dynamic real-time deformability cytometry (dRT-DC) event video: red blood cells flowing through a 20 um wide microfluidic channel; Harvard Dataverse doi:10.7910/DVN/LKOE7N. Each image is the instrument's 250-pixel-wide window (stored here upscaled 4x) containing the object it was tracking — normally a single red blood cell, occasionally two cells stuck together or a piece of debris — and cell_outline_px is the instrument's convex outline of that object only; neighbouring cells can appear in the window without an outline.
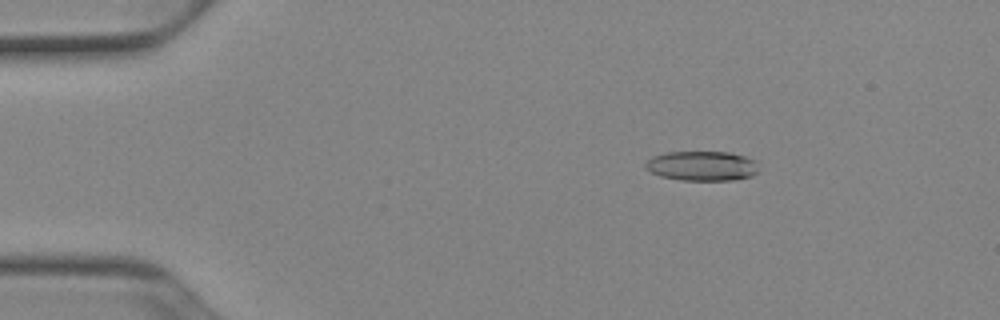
{"species": "Egyptian fruit bat (a non-hibernating species)", "species_latin": "Rousettus aegyptiacus", "temperature_condition": "cold", "stored_images_in_passage": 52, "camera_frame_rate_fps": 3000, "um_per_image_px": 0.085, "animal": {"sex": "female"}, "frame": {"image": 1, "passage_image": 9, "time_ms": 2.667, "image_size_px": [1000, 320], "cell_outline_px": [[760, 172], [752, 176], [732, 180], [680, 180], [660, 176], [652, 172], [644, 164], [652, 156], [668, 152], [728, 152], [744, 156], [756, 160]], "centroid_in_image_um": [59.72, 14.1], "position_along_channel_um": 25.3, "area_um2": 19.65}}
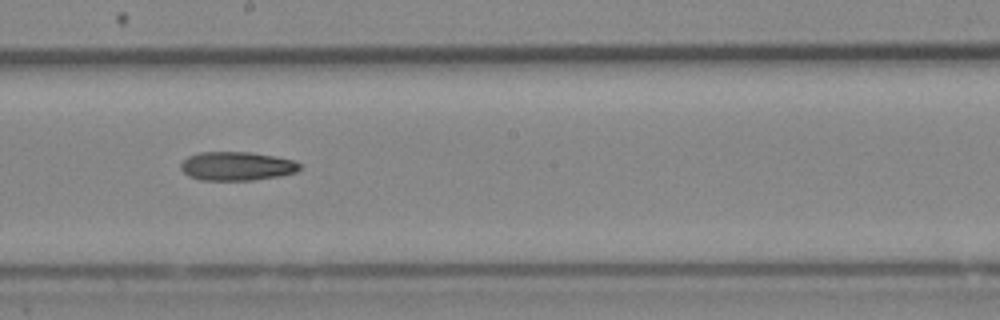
{"frame": {"image": 2, "passage_image": 30, "time_ms": 9.667, "image_size_px": [1000, 320], "cell_outline_px": [[300, 168], [296, 172], [280, 176], [252, 180], [200, 180], [188, 176], [180, 168], [180, 164], [188, 156], [200, 152], [252, 152], [276, 156], [292, 160], [300, 164]], "centroid_in_image_um": [20.11, 14.12], "position_along_channel_um": 228.1, "area_um2": 20.0}}
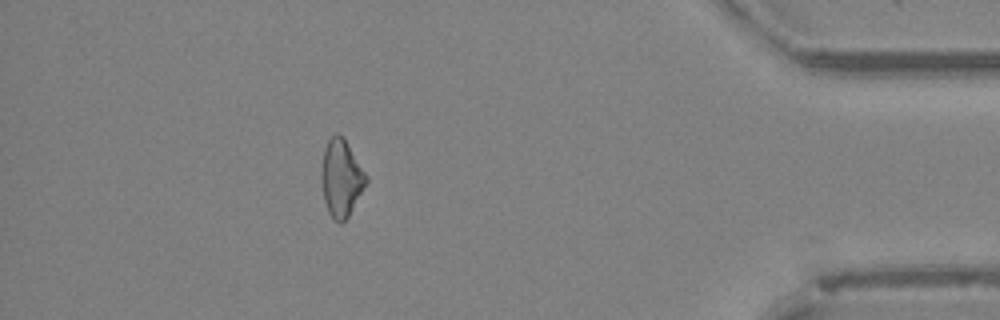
{"frame": {"image": 3, "passage_image": 47, "time_ms": 15.333, "image_size_px": [1000, 320], "cell_outline_px": [[368, 180], [348, 216], [340, 224], [328, 212], [324, 200], [320, 180], [320, 172], [324, 148], [328, 140], [336, 132], [344, 136], [368, 176]], "centroid_in_image_um": [28.99, 15.08], "position_along_channel_um": 406.2, "area_um2": 20.23}}